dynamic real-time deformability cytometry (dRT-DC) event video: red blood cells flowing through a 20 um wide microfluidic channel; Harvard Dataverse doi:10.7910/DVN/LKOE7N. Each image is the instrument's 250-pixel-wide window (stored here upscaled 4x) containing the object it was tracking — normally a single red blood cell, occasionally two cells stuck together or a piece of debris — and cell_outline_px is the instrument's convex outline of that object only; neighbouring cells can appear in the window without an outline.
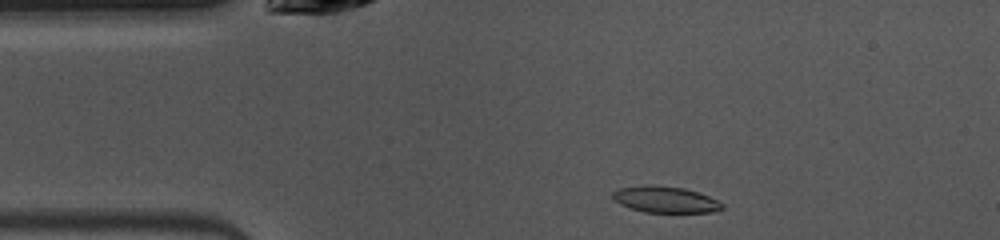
{"species": "common noctule bat (a hibernating species)", "species_latin": "Nyctalus noctula", "temperature_condition": "warm", "stored_images_in_passage": 41, "camera_frame_rate_fps": 3000, "um_per_image_px": 0.085, "animal": {"sex": "female", "body_mass_g": 10.0, "forearm_length_mm": 53.1}, "frame": {"image": 1, "passage_image": 1, "time_ms": 0.0, "image_size_px": [1000, 240], "cell_outline_px": [[724, 208], [712, 212], [644, 212], [620, 204], [612, 200], [612, 192], [620, 188], [644, 184], [684, 188], [708, 196], [724, 204]], "centroid_in_image_um": [56.51, 16.95], "position_along_channel_um": 28.5, "area_um2": 16.7}}
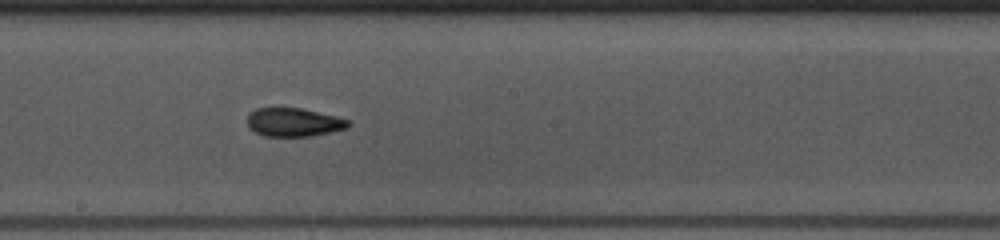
{"frame": {"image": 2, "passage_image": 18, "time_ms": 5.667, "image_size_px": [1000, 240], "cell_outline_px": [[352, 124], [348, 128], [332, 132], [312, 136], [264, 136], [248, 128], [248, 112], [256, 108], [300, 108], [336, 116], [348, 120]], "centroid_in_image_um": [24.97, 10.39], "position_along_channel_um": 223.2, "area_um2": 16.88}}
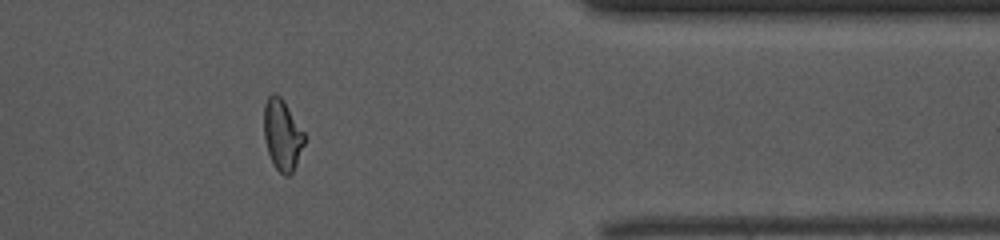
{"frame": {"image": 3, "passage_image": 32, "time_ms": 10.333, "image_size_px": [1000, 240], "cell_outline_px": [[304, 144], [296, 164], [292, 172], [288, 176], [284, 176], [272, 164], [268, 152], [264, 136], [264, 104], [268, 96], [272, 92], [276, 92], [280, 96], [304, 132]], "centroid_in_image_um": [23.97, 11.45], "position_along_channel_um": 387.4, "area_um2": 16.59}, "authors_computed_cell_mechanics": {"area_um2": 17.1088, "velocity_mm_per_s": 4.0052, "shape_relaxation_time_tau1_ms": 5.1668, "shape_relaxation_time_tau2_ms": 3.414, "deformation_change_tau1": 0.1631, "deformation_change_tau2": 0.0729}}